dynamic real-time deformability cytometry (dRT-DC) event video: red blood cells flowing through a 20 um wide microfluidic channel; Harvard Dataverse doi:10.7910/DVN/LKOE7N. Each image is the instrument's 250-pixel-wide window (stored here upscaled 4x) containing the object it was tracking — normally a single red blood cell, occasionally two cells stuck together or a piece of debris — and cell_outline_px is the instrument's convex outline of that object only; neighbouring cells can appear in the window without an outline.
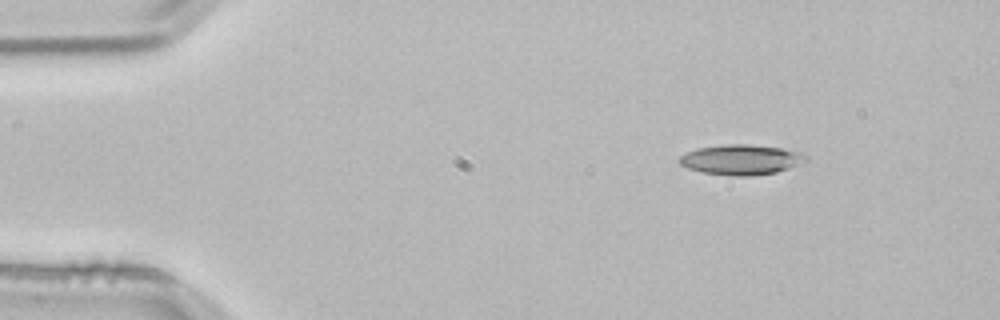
{"species": "common noctule bat (a hibernating species)", "species_latin": "Nyctalus noctula", "temperature_condition": "room temperature", "stored_images_in_passage": 2, "camera_frame_rate_fps": 3000, "um_per_image_px": 0.085, "animal": {"sex": "male", "body_mass_g": 21.5, "forearm_length_mm": 52.0}, "frame": {"image": 1, "passage_image": 1, "time_ms": 0.0, "image_size_px": [1000, 320], "cell_outline_px": [[808, 156], [804, 160], [788, 168], [776, 172], [752, 176], [728, 176], [700, 172], [688, 168], [680, 164], [676, 160], [680, 156], [696, 148], [728, 144], [748, 144], [780, 148], [800, 152]], "centroid_in_image_um": [62.92, 13.58], "position_along_channel_um": 22.1, "area_um2": 22.14}}